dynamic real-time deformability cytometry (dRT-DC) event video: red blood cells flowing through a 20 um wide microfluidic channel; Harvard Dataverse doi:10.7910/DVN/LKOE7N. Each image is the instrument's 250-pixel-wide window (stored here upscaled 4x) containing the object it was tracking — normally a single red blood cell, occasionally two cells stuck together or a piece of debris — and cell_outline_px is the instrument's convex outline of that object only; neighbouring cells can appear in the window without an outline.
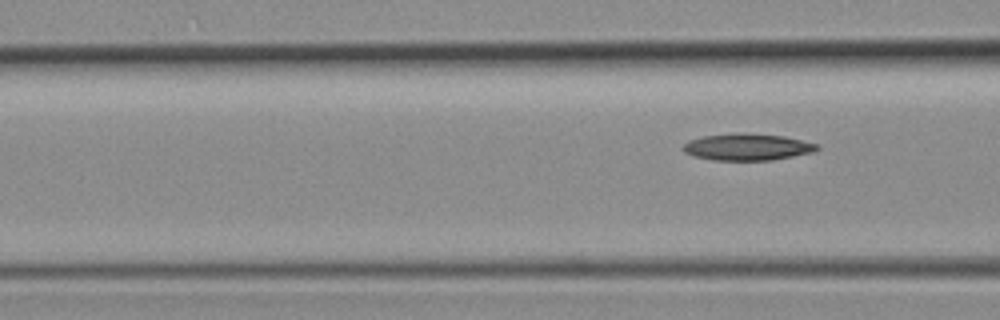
{"species": "common noctule bat (a hibernating species)", "species_latin": "Nyctalus noctula", "temperature_condition": "room temperature", "stored_images_in_passage": 4, "camera_frame_rate_fps": 3000, "um_per_image_px": 0.085, "animal": {"sex": "female", "body_mass_g": 19.3, "forearm_length_mm": 54.1}, "frame": {"image": 1, "passage_image": 4, "time_ms": 1.0, "image_size_px": [1000, 320], "cell_outline_px": [[820, 148], [812, 152], [772, 160], [712, 160], [696, 156], [684, 152], [684, 144], [688, 140], [704, 136], [784, 136], [820, 144]], "centroid_in_image_um": [63.57, 12.54], "position_along_channel_um": 103.0, "area_um2": 19.65}}